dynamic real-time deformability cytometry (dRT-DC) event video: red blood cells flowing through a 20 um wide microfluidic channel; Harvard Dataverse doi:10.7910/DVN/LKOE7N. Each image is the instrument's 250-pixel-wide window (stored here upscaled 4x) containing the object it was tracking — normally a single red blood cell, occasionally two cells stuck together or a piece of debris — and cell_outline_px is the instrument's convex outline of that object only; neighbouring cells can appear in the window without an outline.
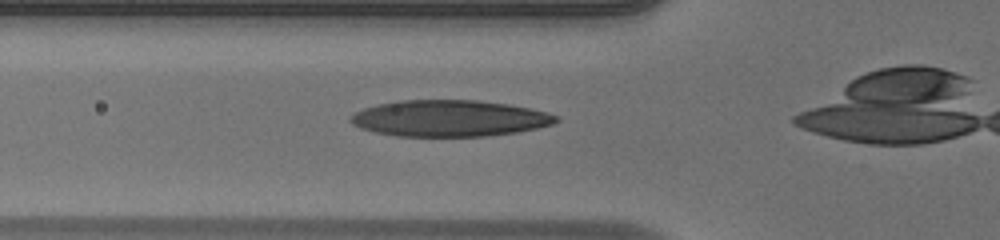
{"species": "human", "species_latin": "Homo sapiens", "temperature_condition": "warm", "stored_images_in_passage": 25, "camera_frame_rate_fps": 3000, "um_per_image_px": 0.085, "donor": {"sex": "male"}, "frame": {"image": 1, "passage_image": 2, "time_ms": 0.333, "image_size_px": [1000, 240], "cell_outline_px": [[560, 120], [552, 124], [536, 128], [516, 132], [484, 136], [396, 136], [376, 132], [360, 128], [352, 124], [348, 120], [348, 116], [364, 108], [376, 104], [400, 100], [476, 100], [508, 104], [548, 112], [556, 116]], "centroid_in_image_um": [38.16, 10.05], "position_along_channel_um": 87.6, "area_um2": 43.52}}
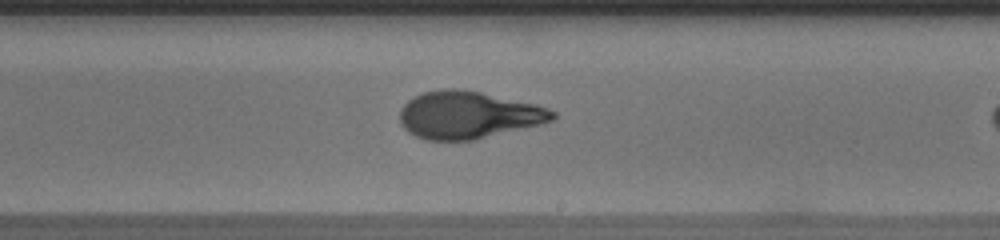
{"frame": {"image": 2, "passage_image": 14, "time_ms": 4.333, "image_size_px": [1000, 240], "cell_outline_px": [[556, 116], [552, 120], [476, 140], [424, 140], [408, 132], [400, 124], [400, 108], [408, 100], [424, 92], [444, 88], [456, 88], [480, 92], [536, 104], [548, 108], [556, 112]], "centroid_in_image_um": [39.76, 9.77], "position_along_channel_um": 249.2, "area_um2": 41.96}}
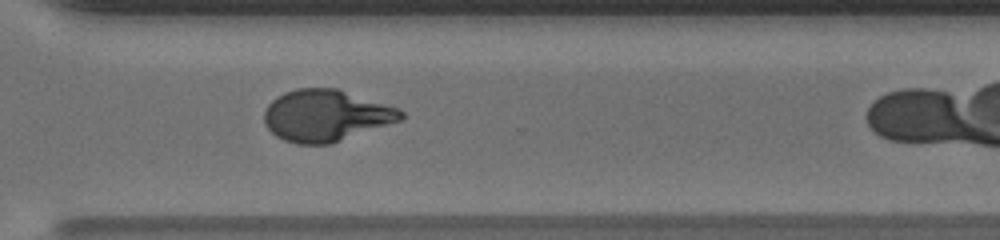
{"frame": {"image": 3, "passage_image": 21, "time_ms": 6.667, "image_size_px": [1000, 240], "cell_outline_px": [[404, 120], [332, 144], [296, 144], [284, 140], [276, 136], [264, 124], [264, 112], [268, 104], [276, 96], [284, 92], [296, 88], [336, 88], [396, 108], [404, 112]], "centroid_in_image_um": [27.69, 9.84], "position_along_channel_um": 342.9, "area_um2": 41.27}}